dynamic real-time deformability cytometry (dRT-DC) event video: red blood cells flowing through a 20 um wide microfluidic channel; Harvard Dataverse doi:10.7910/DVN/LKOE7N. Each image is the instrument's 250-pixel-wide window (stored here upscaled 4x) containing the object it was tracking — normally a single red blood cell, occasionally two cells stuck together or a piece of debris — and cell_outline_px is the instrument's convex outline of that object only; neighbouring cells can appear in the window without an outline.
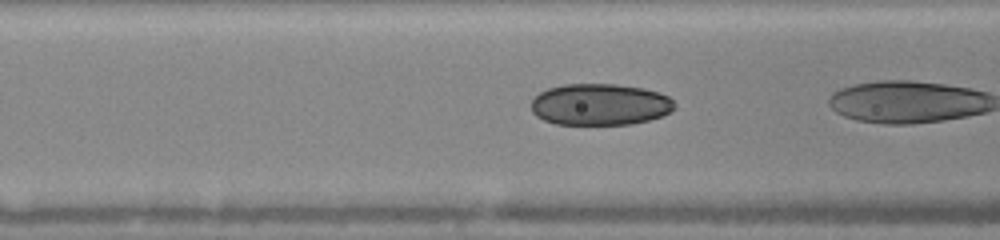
{"species": "human", "species_latin": "Homo sapiens", "temperature_condition": "warm", "stored_images_in_passage": 37, "camera_frame_rate_fps": 3000, "um_per_image_px": 0.085, "donor": {"sex": "female"}, "frame": {"image": 1, "passage_image": 26, "time_ms": 6.0, "image_size_px": [1000, 240], "cell_outline_px": [[676, 108], [664, 116], [632, 124], [556, 124], [544, 120], [536, 116], [532, 112], [532, 100], [540, 92], [548, 88], [564, 84], [616, 84], [644, 88], [668, 96], [676, 104]], "centroid_in_image_um": [51.02, 8.88], "position_along_channel_um": 115.6, "area_um2": 34.85}}